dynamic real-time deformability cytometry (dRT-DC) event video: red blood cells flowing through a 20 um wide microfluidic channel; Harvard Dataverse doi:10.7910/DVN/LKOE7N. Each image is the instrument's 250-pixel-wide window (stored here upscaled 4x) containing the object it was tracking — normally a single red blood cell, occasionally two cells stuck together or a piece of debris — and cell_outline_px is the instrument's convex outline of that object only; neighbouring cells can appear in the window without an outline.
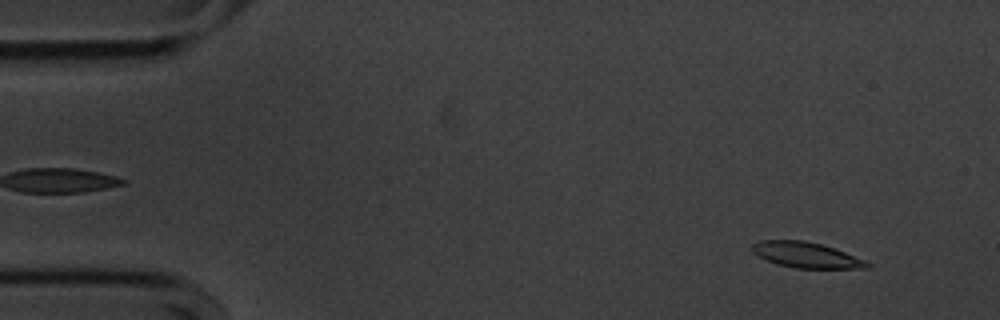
{"species": "common noctule bat (a hibernating species)", "species_latin": "Nyctalus noctula", "temperature_condition": "cold", "stored_images_in_passage": 47, "camera_frame_rate_fps": 3000, "um_per_image_px": 0.085, "animal": {"sex": "male", "body_mass_g": 20.1, "forearm_length_mm": 53.5}, "frame": {"image": 1, "passage_image": 4, "time_ms": 1.0, "image_size_px": [1000, 320], "cell_outline_px": [[872, 264], [868, 268], [796, 268], [776, 264], [752, 252], [752, 244], [760, 240], [804, 240], [820, 244], [844, 252], [864, 260]], "centroid_in_image_um": [68.5, 21.67], "position_along_channel_um": 16.5, "area_um2": 16.88}}
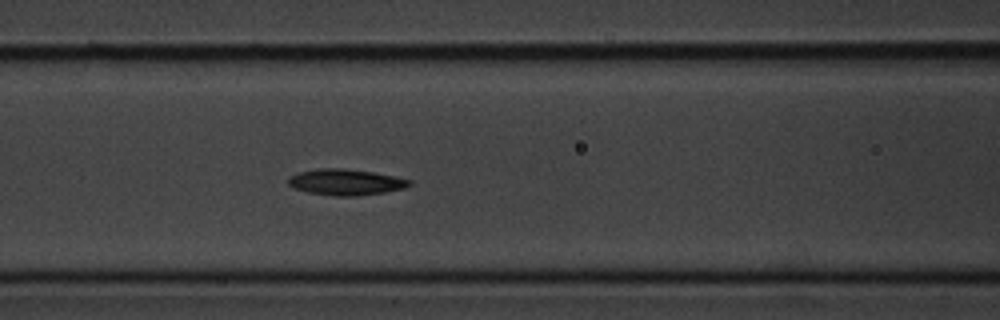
{"frame": {"image": 2, "passage_image": 22, "time_ms": 7.0, "image_size_px": [1000, 320], "cell_outline_px": [[412, 184], [408, 188], [384, 192], [356, 196], [336, 196], [308, 192], [296, 188], [288, 184], [288, 176], [296, 172], [316, 168], [344, 168], [372, 172], [412, 180]], "centroid_in_image_um": [29.38, 15.47], "position_along_channel_um": 137.2, "area_um2": 18.5}}
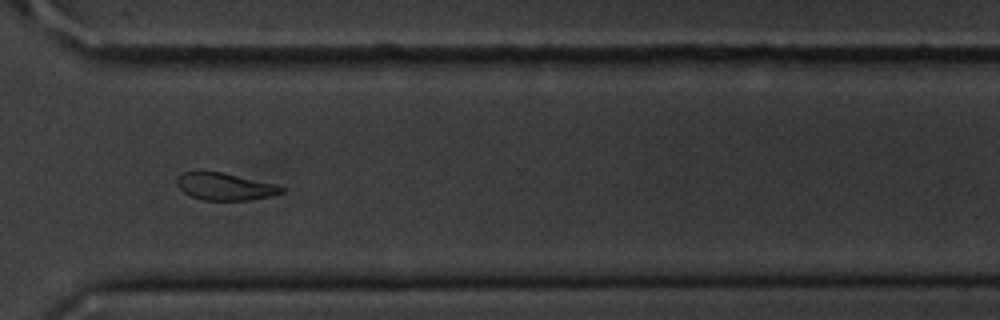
{"frame": {"image": 3, "passage_image": 40, "time_ms": 13.0, "image_size_px": [1000, 320], "cell_outline_px": [[284, 192], [268, 196], [248, 200], [204, 200], [192, 196], [184, 192], [176, 184], [176, 180], [184, 172], [200, 168], [220, 172], [272, 184], [284, 188]], "centroid_in_image_um": [19.02, 15.83], "position_along_channel_um": 351.6, "area_um2": 16.47}, "authors_computed_cell_mechanics": {"area_um2": 17.918, "velocity_mm_per_s": 3.5761, "shape_relaxation_time_tau1_ms": 2.7126, "shape_relaxation_time_tau2_ms": 3.9108, "deformation_change_tau1": 0.1107, "deformation_change_tau2": 0.1157}}